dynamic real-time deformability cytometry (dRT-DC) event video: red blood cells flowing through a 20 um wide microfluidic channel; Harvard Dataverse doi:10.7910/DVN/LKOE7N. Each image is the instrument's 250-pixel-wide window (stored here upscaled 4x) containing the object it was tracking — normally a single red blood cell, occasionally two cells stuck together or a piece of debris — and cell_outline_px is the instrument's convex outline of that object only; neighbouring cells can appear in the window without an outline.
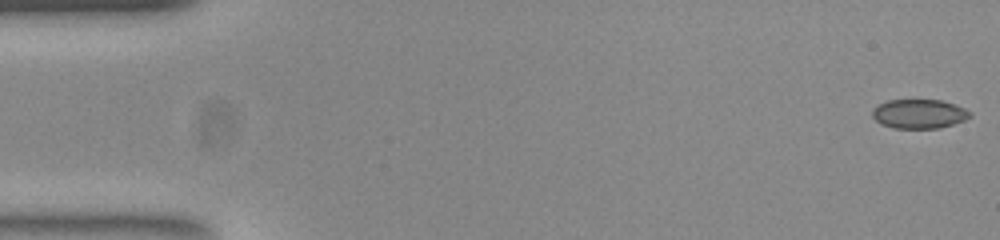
{"species": "common noctule bat (a hibernating species)", "species_latin": "Nyctalus noctula", "temperature_condition": "room temperature", "stored_images_in_passage": 52, "camera_frame_rate_fps": 3000, "um_per_image_px": 0.085, "animal": {"sex": "female", "body_mass_g": 23.0, "forearm_length_mm": 53.4}, "frame": {"image": 1, "passage_image": 1, "time_ms": 0.0, "image_size_px": [1000, 240], "cell_outline_px": [[972, 116], [964, 120], [940, 128], [892, 128], [880, 124], [872, 116], [872, 108], [888, 100], [940, 100], [964, 108], [972, 112]], "centroid_in_image_um": [78.1, 9.68], "position_along_channel_um": 6.9, "area_um2": 16.59}}
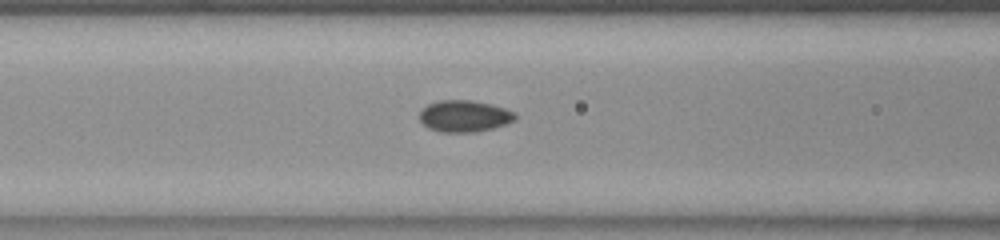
{"frame": {"image": 2, "passage_image": 21, "time_ms": 6.667, "image_size_px": [1000, 240], "cell_outline_px": [[516, 120], [492, 128], [476, 132], [440, 132], [428, 128], [420, 120], [420, 112], [428, 104], [440, 100], [472, 100], [504, 108], [516, 112]], "centroid_in_image_um": [39.47, 9.87], "position_along_channel_um": 127.1, "area_um2": 17.51}}
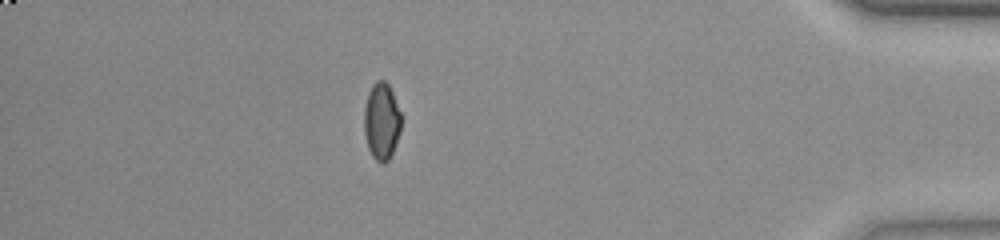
{"frame": {"image": 3, "passage_image": 46, "time_ms": 15.0, "image_size_px": [1000, 240], "cell_outline_px": [[400, 132], [392, 152], [388, 160], [384, 164], [380, 164], [372, 156], [368, 148], [364, 132], [364, 104], [368, 92], [372, 84], [376, 80], [384, 80], [388, 84], [392, 92], [400, 112]], "centroid_in_image_um": [32.41, 10.3], "position_along_channel_um": 402.8, "area_um2": 16.65}, "authors_computed_cell_mechanics": {"area_um2": 17.2244, "velocity_mm_per_s": 3.888, "shape_relaxation_time_tau1_ms": null, "shape_relaxation_time_tau2_ms": 1.2333, "deformation_change_tau1": null, "deformation_change_tau2": 0.0332}}